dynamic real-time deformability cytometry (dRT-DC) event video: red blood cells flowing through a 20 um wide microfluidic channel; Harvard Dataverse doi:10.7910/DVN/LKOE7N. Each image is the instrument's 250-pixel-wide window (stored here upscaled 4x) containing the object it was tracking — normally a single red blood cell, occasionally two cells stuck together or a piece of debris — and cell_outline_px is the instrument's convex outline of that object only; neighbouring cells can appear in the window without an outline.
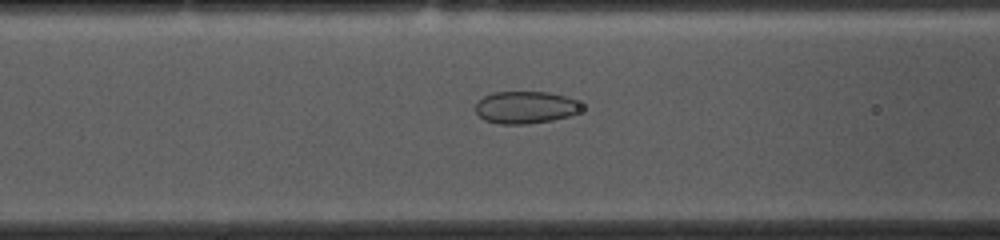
{"species": "common noctule bat (a hibernating species)", "species_latin": "Nyctalus noctula", "temperature_condition": "cold", "stored_images_in_passage": 47, "camera_frame_rate_fps": 3000, "um_per_image_px": 0.085, "animal": {"sex": "female", "body_mass_g": 10.0, "forearm_length_mm": 53.1}, "frame": {"image": 1, "passage_image": 20, "time_ms": 6.333, "image_size_px": [1000, 240], "cell_outline_px": [[580, 108], [576, 112], [568, 116], [552, 120], [528, 124], [500, 124], [484, 120], [476, 112], [476, 104], [484, 96], [492, 92], [548, 92], [564, 96], [576, 100], [580, 104]], "centroid_in_image_um": [44.62, 9.13], "position_along_channel_um": 122.0, "area_um2": 19.71}}
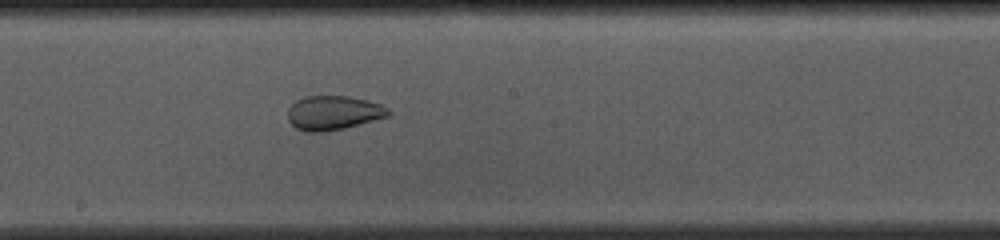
{"frame": {"image": 2, "passage_image": 28, "time_ms": 9.0, "image_size_px": [1000, 240], "cell_outline_px": [[392, 112], [388, 116], [344, 128], [324, 132], [308, 132], [296, 128], [288, 120], [288, 108], [296, 100], [304, 96], [348, 96], [380, 104], [388, 108]], "centroid_in_image_um": [28.31, 9.59], "position_along_channel_um": 219.9, "area_um2": 19.94}}
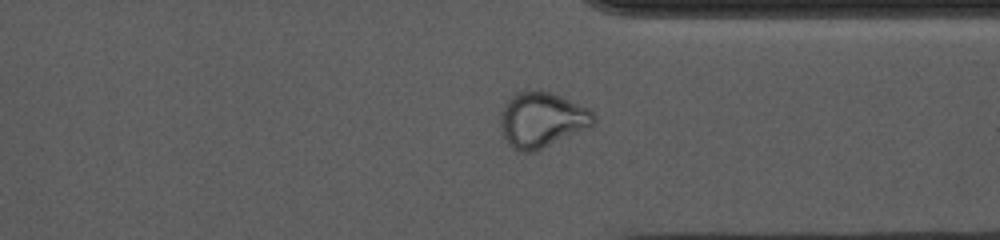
{"frame": {"image": 3, "passage_image": 40, "time_ms": 13.0, "image_size_px": [1000, 240], "cell_outline_px": [[596, 120], [592, 128], [532, 152], [520, 152], [512, 148], [508, 144], [500, 128], [500, 112], [508, 96], [516, 92], [548, 92], [588, 108], [596, 116]], "centroid_in_image_um": [46.05, 10.21], "position_along_channel_um": 365.3, "area_um2": 30.11}}